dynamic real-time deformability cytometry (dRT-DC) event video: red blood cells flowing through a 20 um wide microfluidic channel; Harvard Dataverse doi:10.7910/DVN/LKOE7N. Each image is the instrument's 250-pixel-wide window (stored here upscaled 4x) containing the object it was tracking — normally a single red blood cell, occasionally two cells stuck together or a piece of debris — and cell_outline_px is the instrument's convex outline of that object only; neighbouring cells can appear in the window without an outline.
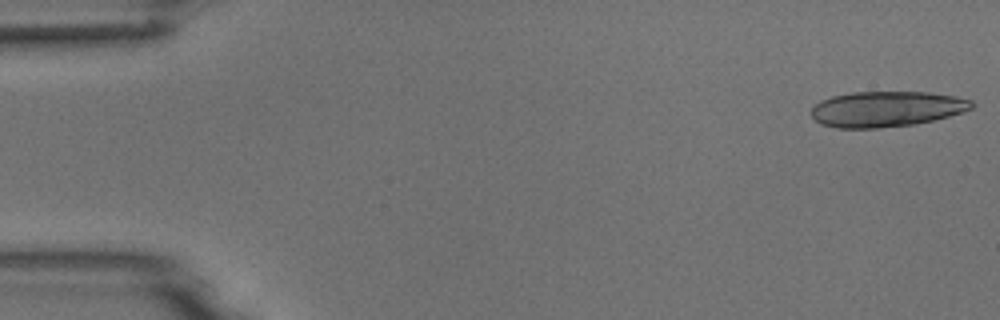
{"species": "common noctule bat (a hibernating species)", "species_latin": "Nyctalus noctula", "temperature_condition": "room temperature", "stored_images_in_passage": 6, "camera_frame_rate_fps": 3000, "um_per_image_px": 0.085, "animal": {"sex": "male", "body_mass_g": 18.8}, "frame": {"image": 1, "passage_image": 1, "time_ms": 0.0, "image_size_px": [1000, 320], "cell_outline_px": [[976, 104], [972, 108], [964, 112], [932, 120], [912, 124], [880, 128], [836, 128], [820, 124], [812, 116], [812, 108], [820, 100], [832, 96], [852, 92], [928, 92], [956, 96], [972, 100]], "centroid_in_image_um": [75.36, 9.26], "position_along_channel_um": 9.6, "area_um2": 33.29}}